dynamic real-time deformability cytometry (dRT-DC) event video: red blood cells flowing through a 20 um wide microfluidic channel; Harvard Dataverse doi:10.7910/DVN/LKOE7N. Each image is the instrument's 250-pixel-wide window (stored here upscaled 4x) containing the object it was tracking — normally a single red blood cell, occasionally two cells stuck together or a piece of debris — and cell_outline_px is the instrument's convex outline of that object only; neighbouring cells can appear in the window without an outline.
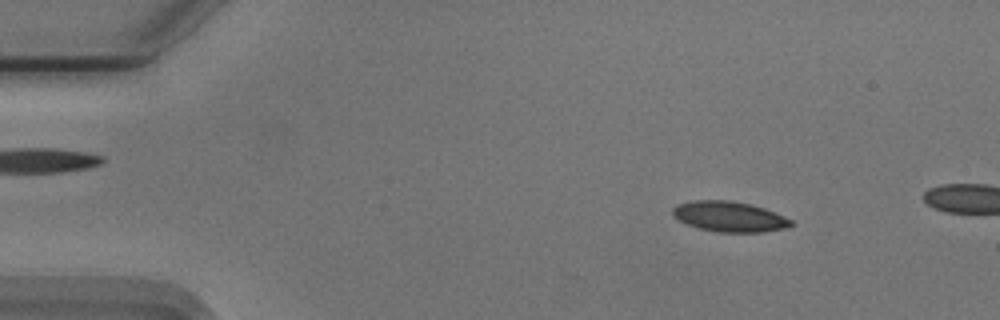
{"species": "Egyptian fruit bat (a non-hibernating species)", "species_latin": "Rousettus aegyptiacus", "temperature_condition": "cold", "stored_images_in_passage": 14, "camera_frame_rate_fps": 3000, "um_per_image_px": 0.085, "animal": {"sex": "male"}, "frame": {"image": 1, "passage_image": 6, "time_ms": 1.667, "image_size_px": [1000, 320], "cell_outline_px": [[792, 224], [784, 228], [764, 232], [716, 232], [700, 228], [688, 224], [680, 220], [672, 212], [672, 208], [676, 204], [692, 200], [732, 200], [752, 204], [764, 208], [784, 216], [792, 220]], "centroid_in_image_um": [61.99, 18.39], "position_along_channel_um": 23.0, "area_um2": 20.87}}